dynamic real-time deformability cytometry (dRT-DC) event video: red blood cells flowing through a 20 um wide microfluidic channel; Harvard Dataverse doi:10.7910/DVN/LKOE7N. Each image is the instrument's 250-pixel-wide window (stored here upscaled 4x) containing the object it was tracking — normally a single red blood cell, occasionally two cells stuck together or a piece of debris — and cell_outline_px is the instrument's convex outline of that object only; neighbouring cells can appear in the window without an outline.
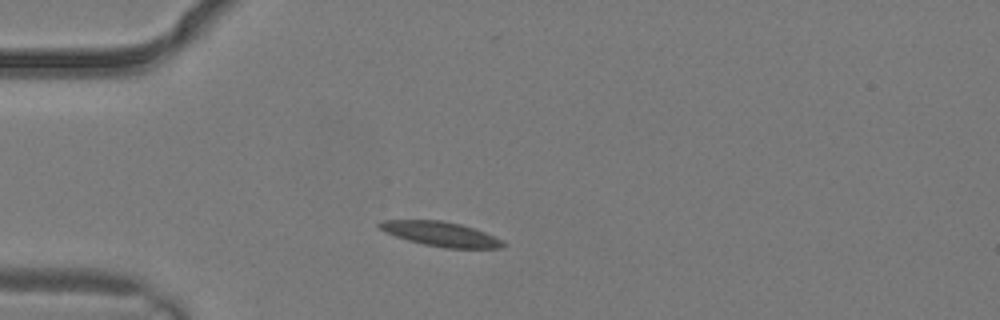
{"species": "common noctule bat (a hibernating species)", "species_latin": "Nyctalus noctula", "temperature_condition": "warm", "stored_images_in_passage": 1, "camera_frame_rate_fps": 3000, "um_per_image_px": 0.085, "animal": {"sex": "male", "body_mass_g": 19.2, "forearm_length_mm": 51.8}, "frame": {"image": 1, "passage_image": 1, "time_ms": 0.0, "image_size_px": [1000, 320], "cell_outline_px": [[508, 244], [504, 248], [444, 248], [424, 244], [408, 240], [384, 232], [376, 224], [380, 220], [444, 220], [460, 224], [484, 232]], "centroid_in_image_um": [37.44, 19.89], "position_along_channel_um": 47.6, "area_um2": 17.63}}